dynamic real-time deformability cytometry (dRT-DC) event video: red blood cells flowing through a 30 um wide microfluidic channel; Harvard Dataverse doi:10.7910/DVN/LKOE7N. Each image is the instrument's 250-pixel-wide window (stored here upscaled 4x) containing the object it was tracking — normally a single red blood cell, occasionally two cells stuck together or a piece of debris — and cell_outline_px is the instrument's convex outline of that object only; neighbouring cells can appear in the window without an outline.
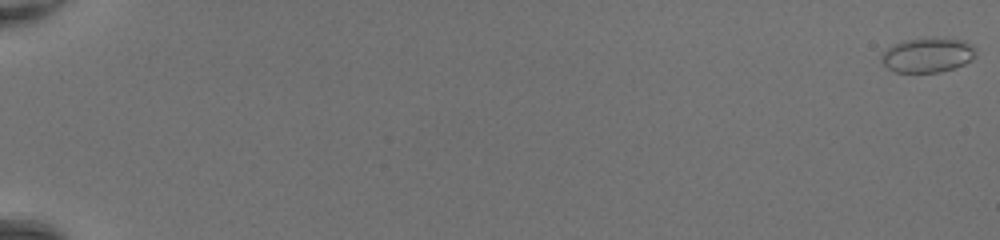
{"species": "common noctule bat (a hibernating species)", "species_latin": "Nyctalus noctula", "temperature_condition": "room temperature", "stored_images_in_passage": 51, "camera_frame_rate_fps": 3000, "um_per_image_px": 0.085, "animal": {"sex": "female", "body_mass_g": 20.0, "forearm_length_mm": 54.0}, "frame": {"image": 1, "passage_image": 1, "time_ms": 0.0, "image_size_px": [1000, 240], "cell_outline_px": [[976, 56], [972, 60], [964, 64], [940, 72], [896, 72], [888, 68], [880, 60], [880, 56], [892, 44], [904, 40], [932, 36], [964, 40], [972, 44], [976, 48]], "centroid_in_image_um": [78.87, 4.65], "position_along_channel_um": 6.1, "area_um2": 19.48}}
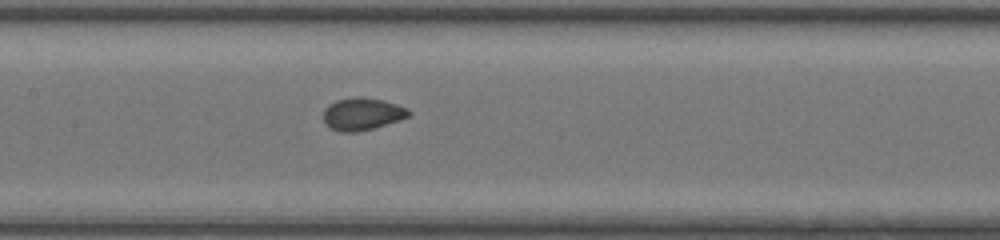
{"frame": {"image": 2, "passage_image": 28, "time_ms": 9.0, "image_size_px": [1000, 240], "cell_outline_px": [[412, 112], [408, 116], [400, 120], [372, 128], [356, 132], [340, 132], [332, 128], [324, 120], [324, 108], [328, 104], [336, 100], [360, 96], [384, 100], [408, 108]], "centroid_in_image_um": [30.81, 9.67], "position_along_channel_um": 176.6, "area_um2": 16.01}}
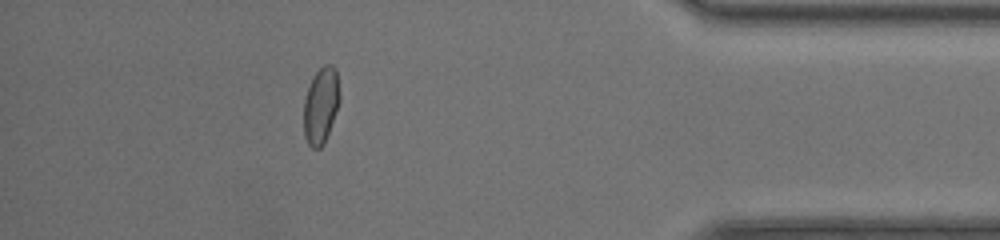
{"frame": {"image": 3, "passage_image": 46, "time_ms": 15.0, "image_size_px": [1000, 240], "cell_outline_px": [[340, 100], [324, 144], [320, 148], [312, 148], [308, 144], [304, 136], [304, 96], [312, 76], [324, 64], [332, 64], [336, 68], [340, 96]], "centroid_in_image_um": [27.26, 8.93], "position_along_channel_um": 407.9, "area_um2": 16.13}, "authors_computed_cell_mechanics": {"area_um2": 16.184, "velocity_mm_per_s": 4.4176, "shape_relaxation_time_tau1_ms": 5.7685, "shape_relaxation_time_tau2_ms": null, "deformation_change_tau1": 0.1404, "deformation_change_tau2": null}}